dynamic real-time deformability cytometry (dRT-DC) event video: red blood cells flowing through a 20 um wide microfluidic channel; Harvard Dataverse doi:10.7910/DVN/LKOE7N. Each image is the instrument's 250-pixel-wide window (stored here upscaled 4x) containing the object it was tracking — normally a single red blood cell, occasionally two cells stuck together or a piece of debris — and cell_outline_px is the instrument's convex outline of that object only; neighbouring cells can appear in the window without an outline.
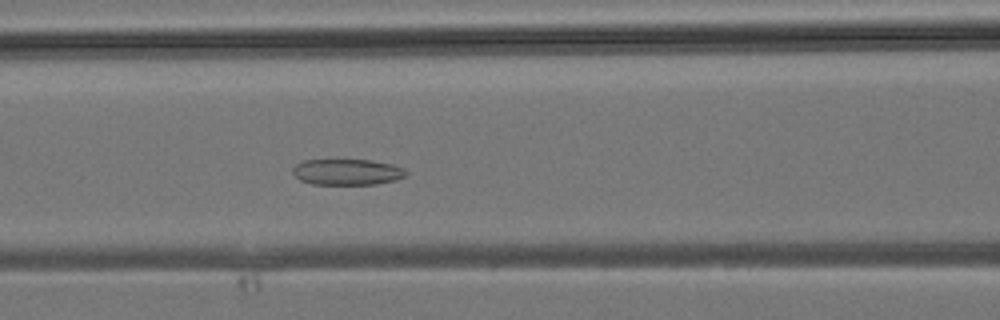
{"species": "common noctule bat (a hibernating species)", "species_latin": "Nyctalus noctula", "temperature_condition": "room temperature", "stored_images_in_passage": 29, "camera_frame_rate_fps": 3000, "um_per_image_px": 0.085, "animal": {"sex": "male", "body_mass_g": 19.2, "forearm_length_mm": 51.8}, "frame": {"image": 1, "passage_image": 9, "time_ms": 2.667, "image_size_px": [1000, 320], "cell_outline_px": [[408, 172], [404, 176], [396, 180], [376, 184], [312, 184], [300, 180], [292, 172], [292, 168], [296, 164], [304, 160], [372, 160], [392, 164], [404, 168]], "centroid_in_image_um": [29.51, 14.61], "position_along_channel_um": 137.1, "area_um2": 17.17}}
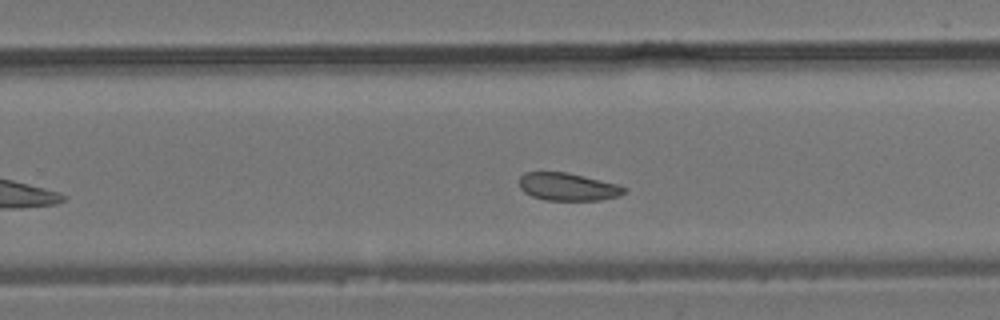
{"frame": {"image": 2, "passage_image": 17, "time_ms": 5.333, "image_size_px": [1000, 320], "cell_outline_px": [[628, 192], [620, 196], [600, 200], [544, 200], [532, 196], [524, 192], [520, 188], [520, 176], [524, 172], [564, 172], [620, 184], [628, 188]], "centroid_in_image_um": [48.32, 15.88], "position_along_channel_um": 281.5, "area_um2": 17.11}}
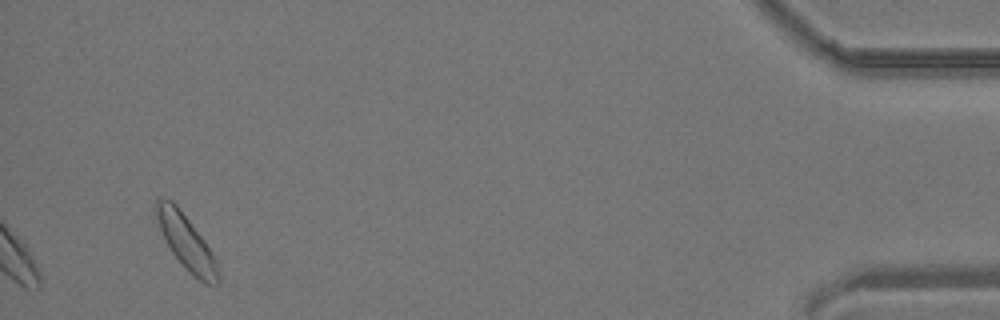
{"frame": {"image": 3, "passage_image": 29, "time_ms": 9.333, "image_size_px": [1000, 320], "cell_outline_px": [[220, 284], [204, 284], [172, 252], [160, 228], [156, 216], [156, 196], [160, 196], [172, 200], [176, 204], [204, 240], [212, 252], [216, 260], [220, 276]], "centroid_in_image_um": [15.85, 20.55], "position_along_channel_um": 419.3, "area_um2": 19.07}}